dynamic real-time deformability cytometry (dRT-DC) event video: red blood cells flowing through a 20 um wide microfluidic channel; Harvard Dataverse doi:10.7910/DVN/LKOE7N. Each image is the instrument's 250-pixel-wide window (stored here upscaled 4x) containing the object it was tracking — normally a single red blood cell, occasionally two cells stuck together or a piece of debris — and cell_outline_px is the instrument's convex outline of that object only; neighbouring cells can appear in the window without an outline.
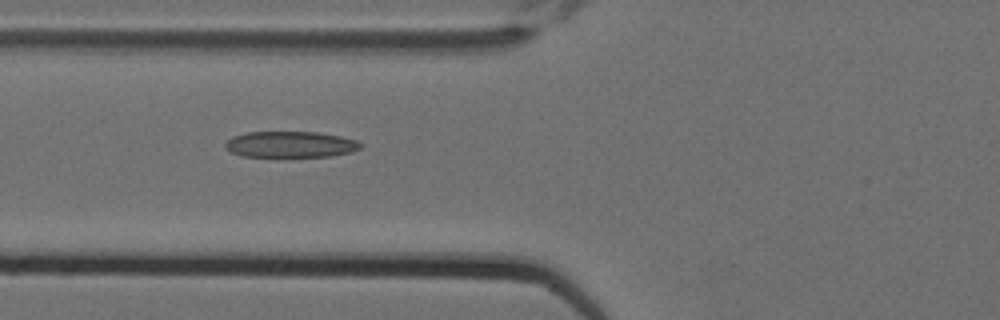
{"species": "Egyptian fruit bat (a non-hibernating species)", "species_latin": "Rousettus aegyptiacus", "temperature_condition": "cold", "stored_images_in_passage": 4, "camera_frame_rate_fps": 3000, "um_per_image_px": 0.085, "animal": {"sex": "female"}, "frame": {"image": 1, "passage_image": 4, "time_ms": 1.0, "image_size_px": [1000, 320], "cell_outline_px": [[360, 148], [352, 152], [332, 156], [276, 160], [240, 156], [224, 148], [224, 144], [232, 136], [248, 132], [316, 132], [340, 136], [356, 140], [360, 144]], "centroid_in_image_um": [24.62, 12.34], "position_along_channel_um": 101.2, "area_um2": 21.79}}